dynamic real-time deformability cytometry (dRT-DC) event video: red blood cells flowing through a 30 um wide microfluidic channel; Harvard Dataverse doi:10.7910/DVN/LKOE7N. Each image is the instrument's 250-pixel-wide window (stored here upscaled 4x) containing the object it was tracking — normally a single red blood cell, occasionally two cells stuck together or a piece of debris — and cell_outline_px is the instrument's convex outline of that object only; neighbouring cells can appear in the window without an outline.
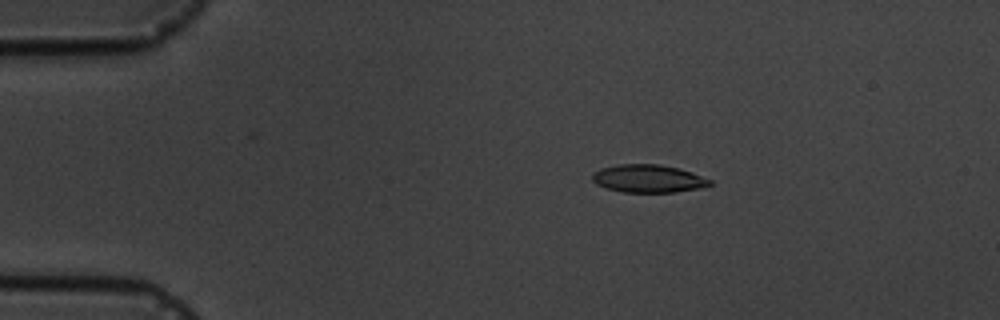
{"species": "common noctule bat (a hibernating species)", "species_latin": "Nyctalus noctula", "temperature_condition": "cold", "stored_images_in_passage": 4, "camera_frame_rate_fps": 3000, "um_per_image_px": 0.085, "animal": {"sex": "male", "body_mass_g": 19.5, "forearm_length_mm": 54.6}, "frame": {"image": 1, "passage_image": 3, "time_ms": 2.0, "image_size_px": [1000, 320], "cell_outline_px": [[712, 184], [696, 188], [676, 192], [624, 192], [604, 188], [596, 184], [592, 180], [592, 172], [600, 168], [616, 164], [660, 164], [680, 168], [692, 172], [712, 180]], "centroid_in_image_um": [55.05, 15.17], "position_along_channel_um": 29.9, "area_um2": 19.25}}